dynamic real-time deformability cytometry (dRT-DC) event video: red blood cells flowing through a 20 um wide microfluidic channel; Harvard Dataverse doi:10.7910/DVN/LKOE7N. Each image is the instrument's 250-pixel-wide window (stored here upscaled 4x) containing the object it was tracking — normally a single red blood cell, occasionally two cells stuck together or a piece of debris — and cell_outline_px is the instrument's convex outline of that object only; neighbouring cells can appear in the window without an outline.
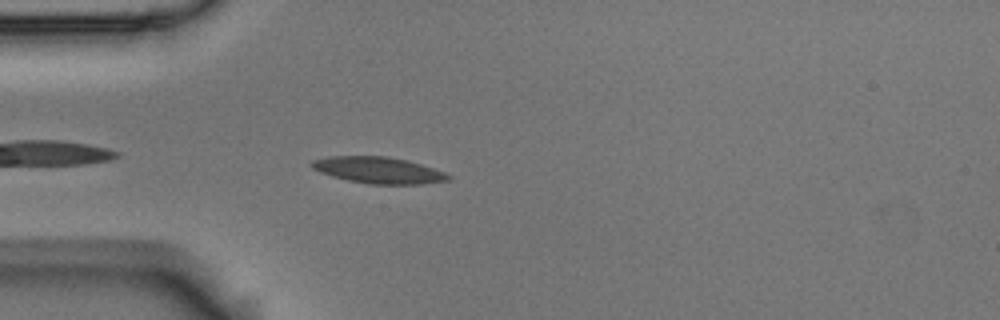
{"species": "Egyptian fruit bat (a non-hibernating species)", "species_latin": "Rousettus aegyptiacus", "temperature_condition": "room temperature", "stored_images_in_passage": 33, "camera_frame_rate_fps": 3000, "um_per_image_px": 0.085, "animal": {"sex": "male"}, "frame": {"image": 1, "passage_image": 3, "time_ms": 0.667, "image_size_px": [1000, 320], "cell_outline_px": [[452, 180], [420, 184], [368, 184], [348, 180], [332, 176], [320, 172], [312, 168], [308, 164], [312, 160], [328, 156], [388, 156], [408, 160], [444, 172], [452, 176]], "centroid_in_image_um": [32.15, 14.46], "position_along_channel_um": 52.8, "area_um2": 21.15}}
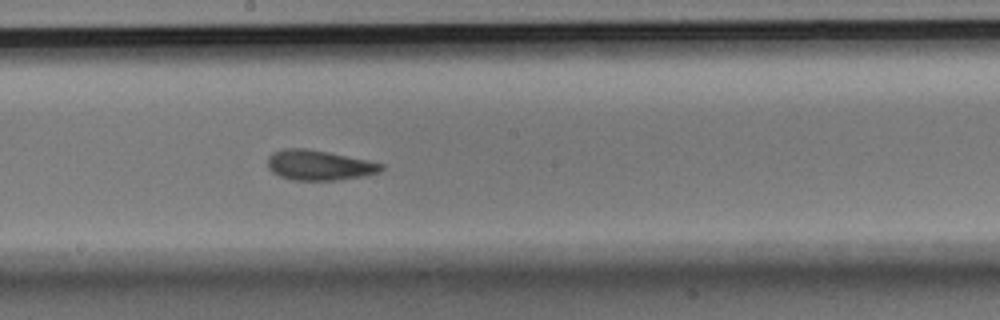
{"frame": {"image": 2, "passage_image": 18, "time_ms": 5.667, "image_size_px": [1000, 320], "cell_outline_px": [[384, 168], [380, 172], [364, 176], [336, 180], [292, 180], [280, 176], [272, 172], [268, 168], [268, 156], [272, 152], [284, 148], [308, 148], [368, 160], [384, 164]], "centroid_in_image_um": [27.12, 14.03], "position_along_channel_um": 221.1, "area_um2": 20.06}}
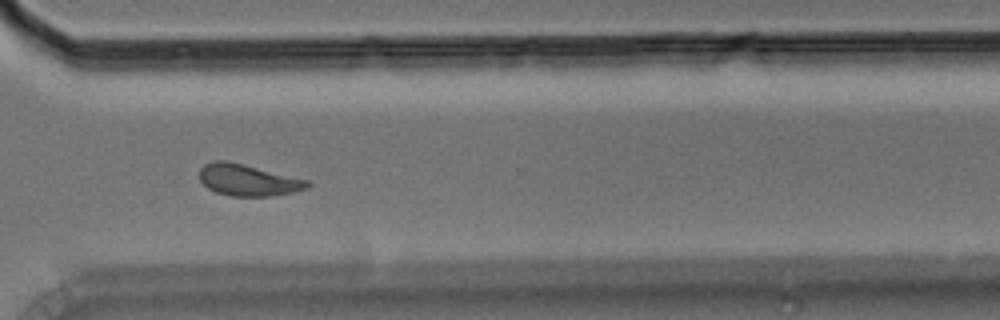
{"frame": {"image": 3, "passage_image": 29, "time_ms": 9.333, "image_size_px": [1000, 320], "cell_outline_px": [[312, 184], [308, 188], [292, 192], [272, 196], [232, 196], [216, 192], [208, 188], [200, 180], [200, 168], [204, 164], [216, 160], [224, 160], [308, 180]], "centroid_in_image_um": [21.07, 15.32], "position_along_channel_um": 349.5, "area_um2": 19.54}, "authors_computed_cell_mechanics": {"area_um2": 19.7098, "velocity_mm_per_s": 3.5107, "shape_relaxation_time_tau1_ms": 3.7696, "shape_relaxation_time_tau2_ms": 1.9943, "deformation_change_tau1": 0.1326, "deformation_change_tau2": 0.08}}